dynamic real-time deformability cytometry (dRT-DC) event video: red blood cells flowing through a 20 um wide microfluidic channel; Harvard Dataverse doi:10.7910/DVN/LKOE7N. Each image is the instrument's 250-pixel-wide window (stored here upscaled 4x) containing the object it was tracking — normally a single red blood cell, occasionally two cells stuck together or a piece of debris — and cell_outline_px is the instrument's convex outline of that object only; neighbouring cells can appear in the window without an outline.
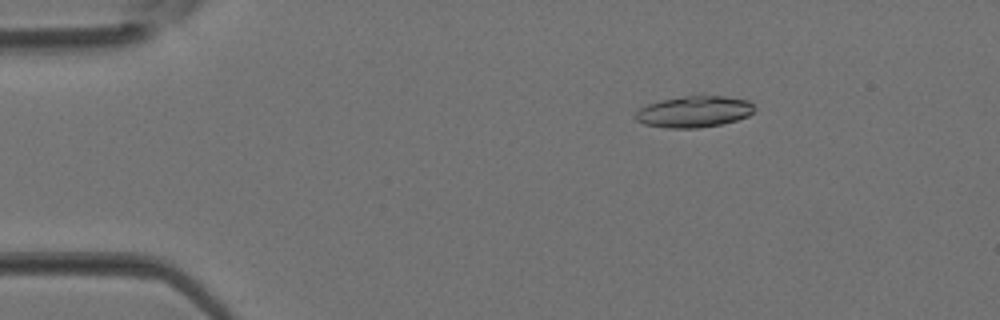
{"species": "Egyptian fruit bat (a non-hibernating species)", "species_latin": "Rousettus aegyptiacus", "temperature_condition": "room temperature", "stored_images_in_passage": 34, "camera_frame_rate_fps": 3000, "um_per_image_px": 0.085, "animal": {"sex": "female"}, "frame": {"image": 1, "passage_image": 2, "time_ms": 0.333, "image_size_px": [1000, 320], "cell_outline_px": [[756, 108], [748, 116], [736, 120], [720, 124], [700, 128], [668, 128], [644, 124], [636, 120], [636, 112], [640, 108], [648, 104], [660, 100], [700, 92], [704, 92], [748, 100]], "centroid_in_image_um": [59.02, 9.44], "position_along_channel_um": 26.0, "area_um2": 22.43}}
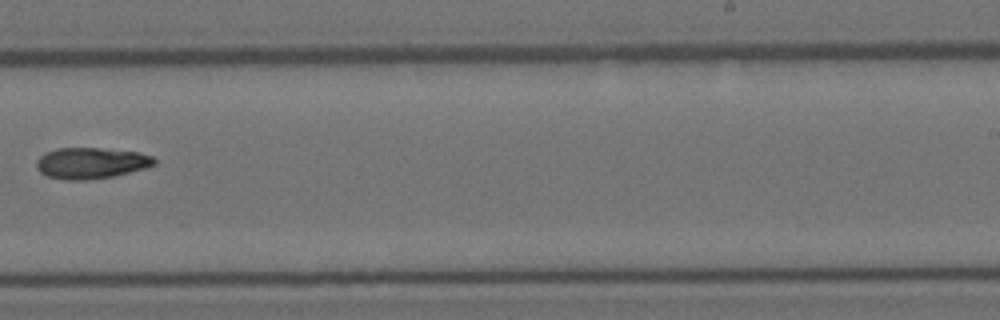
{"frame": {"image": 2, "passage_image": 20, "time_ms": 6.333, "image_size_px": [1000, 320], "cell_outline_px": [[156, 164], [144, 168], [112, 176], [84, 180], [68, 180], [48, 176], [40, 172], [36, 168], [36, 160], [40, 156], [56, 148], [96, 148], [136, 152], [152, 156], [156, 160]], "centroid_in_image_um": [7.71, 13.86], "position_along_channel_um": 281.3, "area_um2": 21.04}}
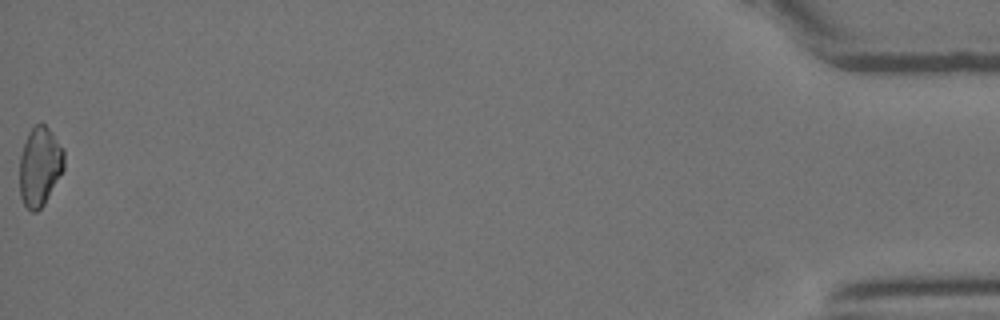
{"frame": {"image": 3, "passage_image": 34, "time_ms": 11.0, "image_size_px": [1000, 320], "cell_outline_px": [[64, 168], [44, 204], [36, 212], [32, 212], [24, 204], [20, 196], [20, 156], [28, 132], [36, 124], [44, 124], [48, 128], [64, 148]], "centroid_in_image_um": [3.38, 14.14], "position_along_channel_um": 431.8, "area_um2": 20.35}}